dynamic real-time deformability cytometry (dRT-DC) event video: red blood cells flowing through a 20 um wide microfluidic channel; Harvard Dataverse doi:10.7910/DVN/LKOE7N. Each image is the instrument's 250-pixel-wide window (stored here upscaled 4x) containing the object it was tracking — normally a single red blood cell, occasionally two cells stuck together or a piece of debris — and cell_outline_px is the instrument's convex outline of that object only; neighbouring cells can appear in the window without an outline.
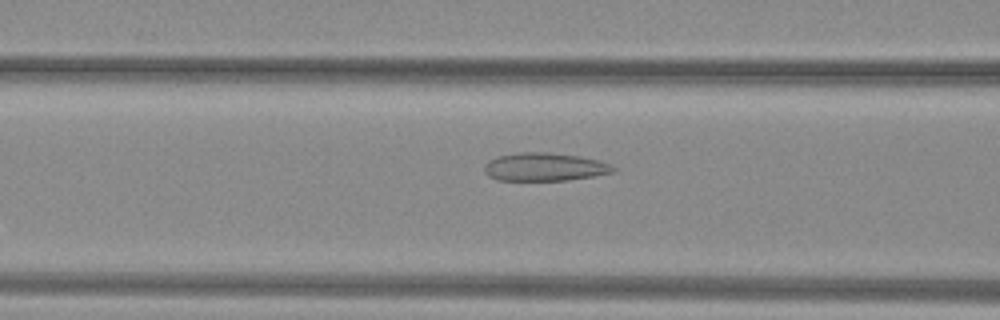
{"species": "common noctule bat (a hibernating species)", "species_latin": "Nyctalus noctula", "temperature_condition": "warm", "stored_images_in_passage": 31, "camera_frame_rate_fps": 3000, "um_per_image_px": 0.085, "animal": {"sex": "female", "body_mass_g": 29.2, "forearm_length_mm": 56.3}, "frame": {"image": 1, "passage_image": 17, "time_ms": 5.333, "image_size_px": [1000, 320], "cell_outline_px": [[616, 168], [612, 172], [592, 176], [568, 180], [496, 180], [488, 176], [484, 172], [484, 164], [488, 160], [496, 156], [520, 152], [548, 152], [576, 156], [600, 160]], "centroid_in_image_um": [46.21, 14.18], "position_along_channel_um": 120.4, "area_um2": 21.1}}
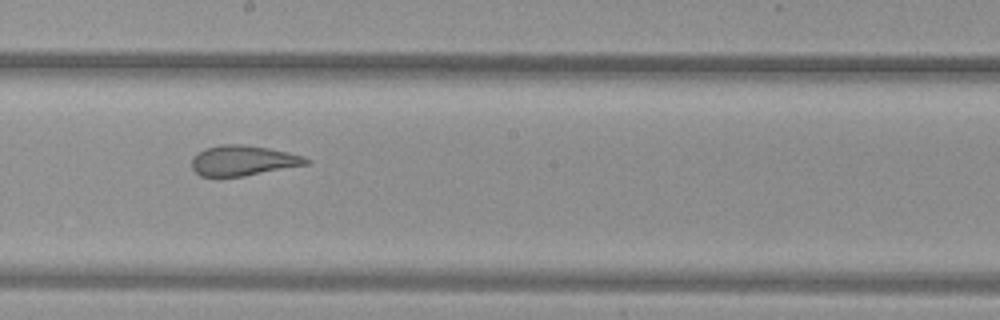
{"frame": {"image": 2, "passage_image": 25, "time_ms": 8.0, "image_size_px": [1000, 320], "cell_outline_px": [[312, 160], [308, 164], [244, 176], [200, 176], [192, 168], [192, 156], [204, 148], [220, 144], [240, 144], [268, 148], [288, 152], [304, 156]], "centroid_in_image_um": [20.65, 13.64], "position_along_channel_um": 227.5, "area_um2": 20.17}}
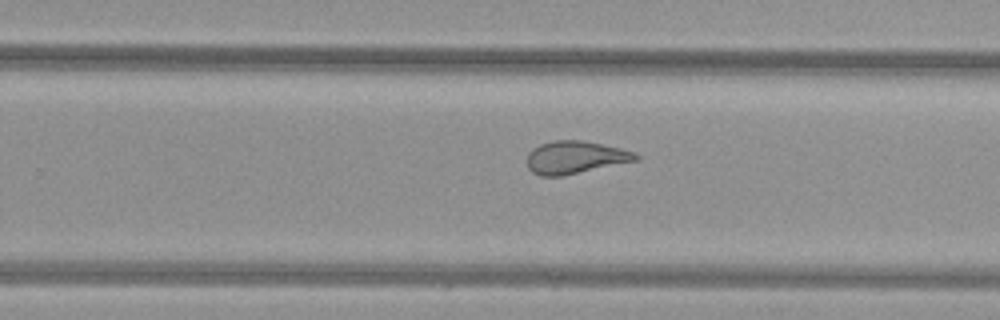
{"frame": {"image": 3, "passage_image": 29, "time_ms": 9.333, "image_size_px": [1000, 320], "cell_outline_px": [[640, 160], [564, 176], [540, 176], [532, 172], [528, 168], [528, 152], [532, 148], [540, 144], [556, 140], [584, 140], [620, 148], [636, 152], [640, 156]], "centroid_in_image_um": [48.92, 13.38], "position_along_channel_um": 280.9, "area_um2": 20.98}}